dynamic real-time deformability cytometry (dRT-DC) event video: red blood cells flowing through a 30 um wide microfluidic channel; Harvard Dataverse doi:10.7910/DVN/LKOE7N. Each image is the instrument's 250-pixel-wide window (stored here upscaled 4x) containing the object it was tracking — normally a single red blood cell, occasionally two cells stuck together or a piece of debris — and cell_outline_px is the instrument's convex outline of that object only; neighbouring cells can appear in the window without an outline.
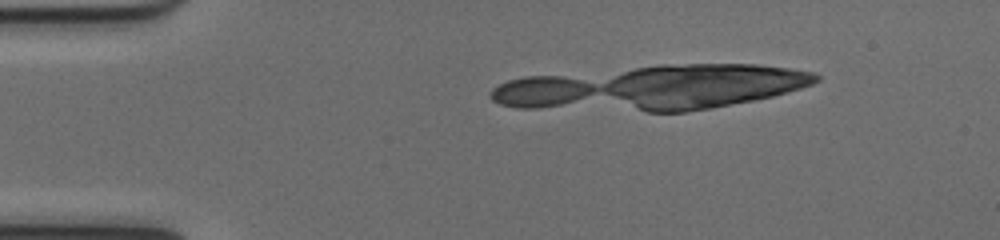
{"species": "common noctule bat (a hibernating species)", "species_latin": "Nyctalus noctula", "temperature_condition": "cold", "stored_images_in_passage": 18, "camera_frame_rate_fps": 3000, "um_per_image_px": 0.085, "animal": {"sex": "female", "body_mass_g": 17.0, "forearm_length_mm": 48.0}, "frame": {"image": 1, "passage_image": 7, "time_ms": 2.0, "image_size_px": [1000, 240], "cell_outline_px": [[592, 88], [588, 92], [568, 100], [552, 104], [508, 104], [496, 100], [492, 96], [496, 88], [504, 84], [516, 80], [568, 80], [584, 84]], "centroid_in_image_um": [45.83, 7.79], "position_along_channel_um": 39.2, "area_um2": 13.76}}
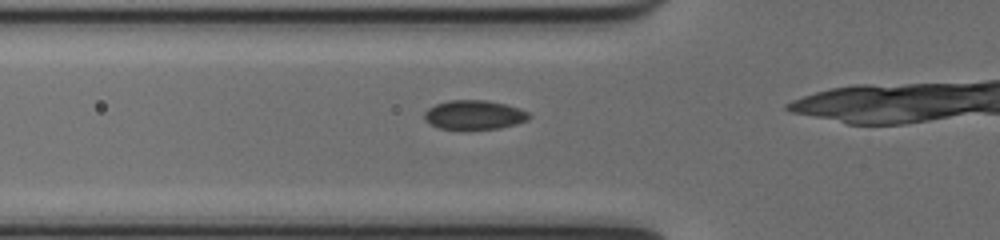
{"frame": {"image": 2, "passage_image": 13, "time_ms": 4.0, "image_size_px": [1000, 240], "cell_outline_px": [[524, 116], [520, 120], [488, 128], [448, 128], [436, 124], [428, 116], [428, 112], [432, 108], [440, 104], [496, 104], [520, 112]], "centroid_in_image_um": [40.19, 9.83], "position_along_channel_um": 85.6, "area_um2": 13.53}}
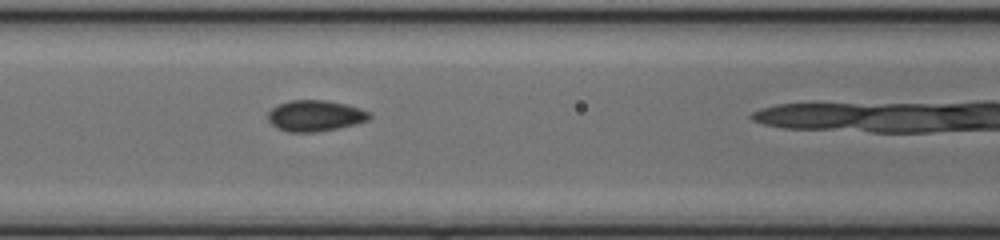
{"frame": {"image": 3, "passage_image": 17, "time_ms": 5.333, "image_size_px": [1000, 240], "cell_outline_px": [[368, 116], [360, 120], [328, 128], [284, 128], [276, 124], [272, 120], [272, 112], [276, 108], [284, 104], [336, 104], [352, 108], [364, 112]], "centroid_in_image_um": [26.78, 9.84], "position_along_channel_um": 139.8, "area_um2": 13.53}}